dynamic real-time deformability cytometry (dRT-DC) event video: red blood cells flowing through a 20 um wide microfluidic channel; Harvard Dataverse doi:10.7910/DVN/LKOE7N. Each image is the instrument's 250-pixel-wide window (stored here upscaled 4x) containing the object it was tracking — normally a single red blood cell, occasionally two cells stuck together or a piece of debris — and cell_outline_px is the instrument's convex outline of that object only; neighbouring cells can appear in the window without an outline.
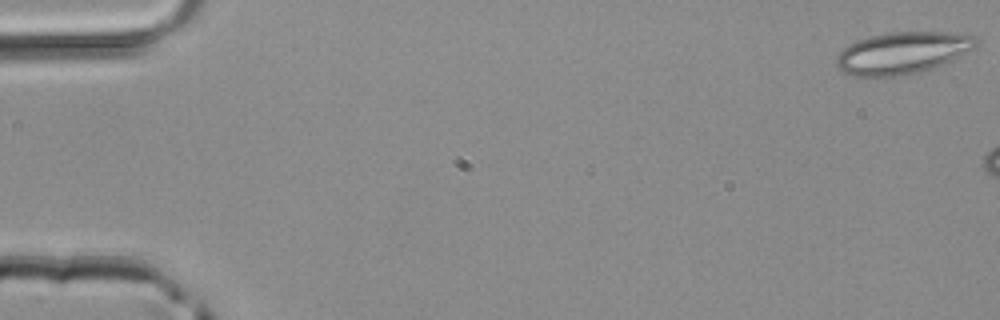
{"species": "common noctule bat (a hibernating species)", "species_latin": "Nyctalus noctula", "temperature_condition": "room temperature", "stored_images_in_passage": 5, "camera_frame_rate_fps": 3000, "um_per_image_px": 0.085, "animal": {"sex": "male", "body_mass_g": 20.4}, "frame": {"image": 1, "passage_image": 1, "time_ms": 0.0, "image_size_px": [1000, 320], "cell_outline_px": [[980, 40], [972, 48], [940, 64], [920, 72], [892, 76], [852, 76], [836, 68], [836, 56], [848, 44], [856, 40], [872, 36], [892, 32], [968, 32], [976, 36]], "centroid_in_image_um": [76.68, 4.47], "position_along_channel_um": 8.3, "area_um2": 33.87}}